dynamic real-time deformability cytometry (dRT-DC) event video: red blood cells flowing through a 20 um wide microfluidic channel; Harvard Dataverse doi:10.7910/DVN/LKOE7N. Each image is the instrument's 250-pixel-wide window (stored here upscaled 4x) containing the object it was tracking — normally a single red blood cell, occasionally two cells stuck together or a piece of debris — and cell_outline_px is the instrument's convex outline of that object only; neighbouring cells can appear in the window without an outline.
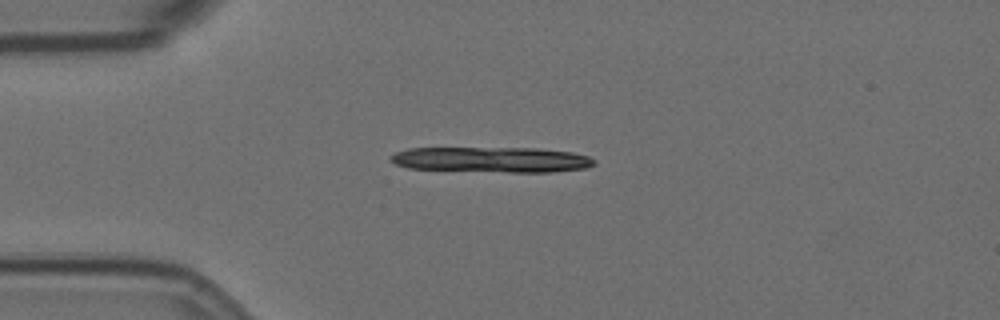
{"species": "Egyptian fruit bat (a non-hibernating species)", "species_latin": "Rousettus aegyptiacus", "temperature_condition": "room temperature", "stored_images_in_passage": 15, "camera_frame_rate_fps": 3000, "um_per_image_px": 0.085, "animal": {"sex": "female"}, "frame": {"image": 1, "passage_image": 13, "time_ms": 4.0, "image_size_px": [1000, 320], "cell_outline_px": [[596, 164], [588, 168], [552, 172], [508, 172], [408, 168], [396, 164], [388, 156], [396, 152], [408, 148], [536, 148], [572, 152], [588, 156], [596, 160]], "centroid_in_image_um": [41.84, 13.57], "position_along_channel_um": 43.2, "area_um2": 30.23}}